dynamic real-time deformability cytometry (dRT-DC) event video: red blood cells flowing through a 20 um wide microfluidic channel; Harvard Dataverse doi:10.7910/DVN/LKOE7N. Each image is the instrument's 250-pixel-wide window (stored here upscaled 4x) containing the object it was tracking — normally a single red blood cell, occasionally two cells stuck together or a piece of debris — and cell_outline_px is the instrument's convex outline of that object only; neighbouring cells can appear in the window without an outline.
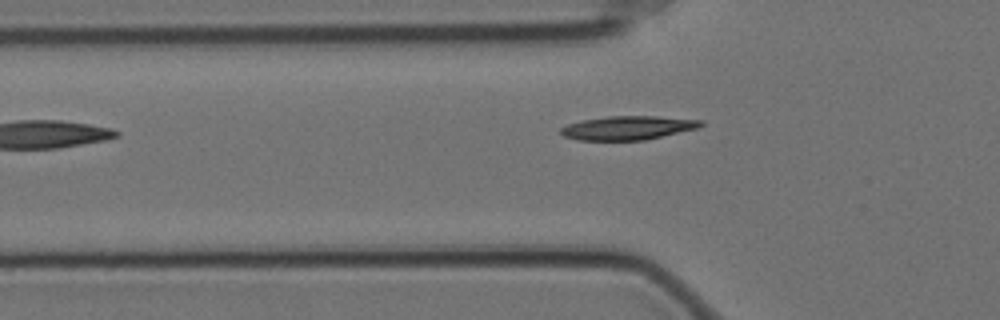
{"species": "Egyptian fruit bat (a non-hibernating species)", "species_latin": "Rousettus aegyptiacus", "temperature_condition": "cold", "stored_images_in_passage": 42, "camera_frame_rate_fps": 3000, "um_per_image_px": 0.085, "animal": {"sex": "female"}, "frame": {"image": 1, "passage_image": 3, "time_ms": 0.667, "image_size_px": [1000, 320], "cell_outline_px": [[704, 124], [696, 128], [644, 140], [576, 140], [564, 136], [560, 132], [560, 128], [568, 124], [580, 120], [608, 116], [656, 116], [704, 120]], "centroid_in_image_um": [53.33, 10.86], "position_along_channel_um": 72.5, "area_um2": 19.36}}
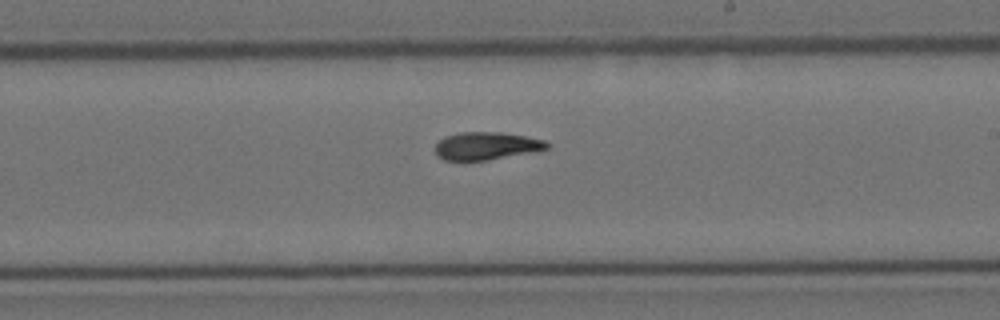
{"frame": {"image": 2, "passage_image": 18, "time_ms": 5.667, "image_size_px": [1000, 320], "cell_outline_px": [[552, 144], [548, 148], [532, 152], [488, 160], [444, 160], [436, 156], [436, 144], [444, 136], [460, 132], [500, 132], [524, 136], [544, 140]], "centroid_in_image_um": [41.34, 12.4], "position_along_channel_um": 247.7, "area_um2": 18.03}}
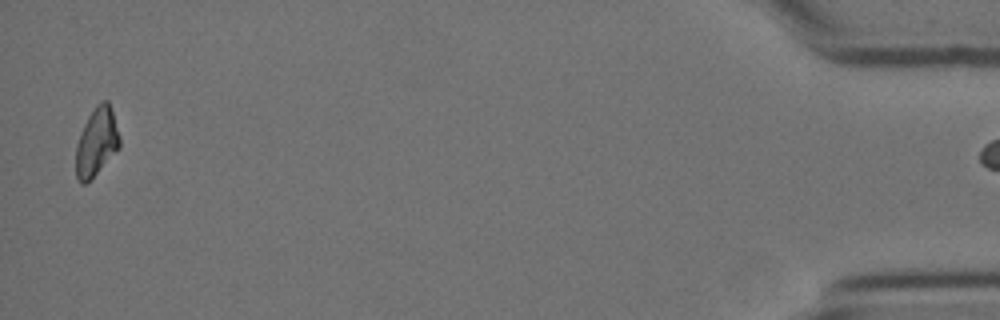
{"frame": {"image": 3, "passage_image": 41, "time_ms": 13.333, "image_size_px": [1000, 320], "cell_outline_px": [[120, 148], [84, 184], [80, 184], [76, 176], [76, 144], [80, 132], [88, 116], [96, 104], [104, 100], [108, 100], [120, 136]], "centroid_in_image_um": [8.2, 12.04], "position_along_channel_um": 427.0, "area_um2": 17.17}}